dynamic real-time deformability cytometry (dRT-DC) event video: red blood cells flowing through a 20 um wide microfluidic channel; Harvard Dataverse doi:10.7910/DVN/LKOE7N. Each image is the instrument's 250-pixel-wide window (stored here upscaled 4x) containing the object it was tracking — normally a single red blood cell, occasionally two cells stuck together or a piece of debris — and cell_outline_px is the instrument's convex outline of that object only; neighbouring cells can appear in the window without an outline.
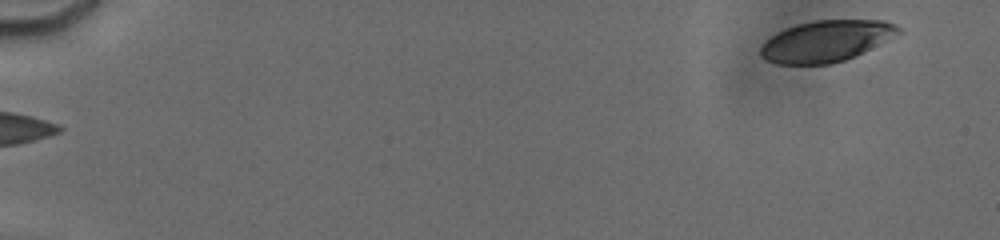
{"species": "human", "species_latin": "Homo sapiens", "temperature_condition": "cold", "stored_images_in_passage": 50, "camera_frame_rate_fps": 3000, "um_per_image_px": 0.085, "donor": {"sex": "male"}, "frame": {"image": 1, "passage_image": 4, "time_ms": 0.333, "image_size_px": [1000, 240], "cell_outline_px": [[904, 32], [844, 60], [832, 64], [780, 64], [768, 60], [760, 56], [760, 48], [772, 36], [788, 28], [800, 24], [816, 20], [884, 20], [900, 28]], "centroid_in_image_um": [70.25, 3.49], "position_along_channel_um": 14.7, "area_um2": 32.48}}
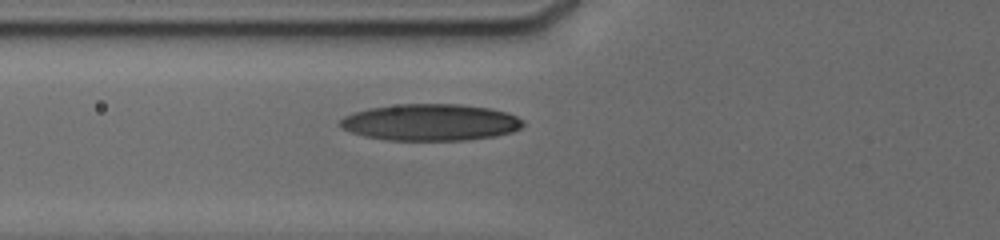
{"frame": {"image": 2, "passage_image": 39, "time_ms": 6.667, "image_size_px": [1000, 240], "cell_outline_px": [[524, 124], [520, 128], [512, 132], [496, 136], [468, 140], [388, 140], [364, 136], [352, 132], [344, 128], [340, 124], [340, 120], [344, 116], [368, 108], [400, 104], [460, 104], [492, 108], [508, 112], [524, 120]], "centroid_in_image_um": [36.65, 10.39], "position_along_channel_um": 89.1, "area_um2": 39.13}}
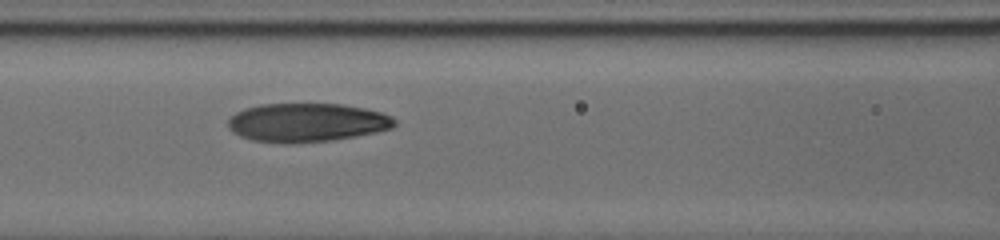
{"frame": {"image": 3, "passage_image": 45, "time_ms": 8.0, "image_size_px": [1000, 240], "cell_outline_px": [[396, 124], [392, 128], [356, 136], [332, 140], [252, 140], [240, 136], [232, 132], [228, 128], [228, 116], [244, 108], [260, 104], [340, 104], [364, 108], [380, 112], [392, 116], [396, 120]], "centroid_in_image_um": [26.08, 10.36], "position_along_channel_um": 140.5, "area_um2": 36.59}}